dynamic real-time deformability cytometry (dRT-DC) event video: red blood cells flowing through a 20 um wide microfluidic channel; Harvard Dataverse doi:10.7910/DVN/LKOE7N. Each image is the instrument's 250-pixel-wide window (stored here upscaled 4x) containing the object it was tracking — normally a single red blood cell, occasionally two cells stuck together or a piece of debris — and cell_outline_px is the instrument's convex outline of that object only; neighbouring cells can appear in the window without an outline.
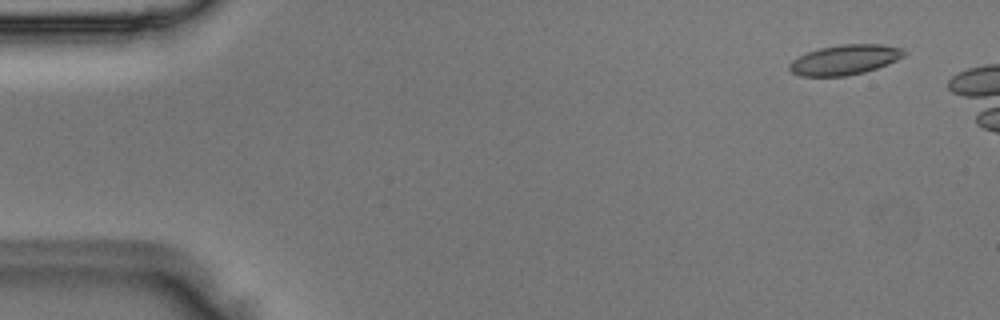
{"species": "Egyptian fruit bat (a non-hibernating species)", "species_latin": "Rousettus aegyptiacus", "temperature_condition": "room temperature", "stored_images_in_passage": 4, "camera_frame_rate_fps": 3000, "um_per_image_px": 0.085, "animal": {"sex": "male"}, "frame": {"image": 1, "passage_image": 1, "time_ms": 0.0, "image_size_px": [1000, 320], "cell_outline_px": [[908, 52], [904, 56], [888, 64], [864, 72], [844, 76], [800, 76], [792, 72], [788, 68], [788, 64], [792, 60], [808, 52], [820, 48], [840, 44], [880, 44], [900, 48]], "centroid_in_image_um": [71.8, 5.08], "position_along_channel_um": 13.2, "area_um2": 19.94}}